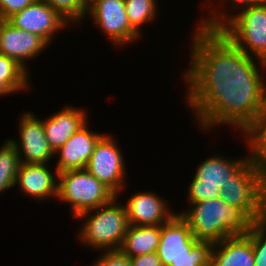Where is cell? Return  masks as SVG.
Listing matches in <instances>:
<instances>
[{"instance_id": "obj_1", "label": "cell", "mask_w": 266, "mask_h": 266, "mask_svg": "<svg viewBox=\"0 0 266 266\" xmlns=\"http://www.w3.org/2000/svg\"><path fill=\"white\" fill-rule=\"evenodd\" d=\"M194 28L191 63L183 72L185 104L199 129L229 124L242 135L260 116L266 63L247 55L218 29Z\"/></svg>"}, {"instance_id": "obj_2", "label": "cell", "mask_w": 266, "mask_h": 266, "mask_svg": "<svg viewBox=\"0 0 266 266\" xmlns=\"http://www.w3.org/2000/svg\"><path fill=\"white\" fill-rule=\"evenodd\" d=\"M178 212L188 223L198 241L213 244L236 235H247L255 222L240 208L228 205L219 197L189 204Z\"/></svg>"}, {"instance_id": "obj_3", "label": "cell", "mask_w": 266, "mask_h": 266, "mask_svg": "<svg viewBox=\"0 0 266 266\" xmlns=\"http://www.w3.org/2000/svg\"><path fill=\"white\" fill-rule=\"evenodd\" d=\"M118 199L115 196L109 203L75 217L78 221L84 218L77 234L82 245L100 252L121 248L129 224L125 205Z\"/></svg>"}, {"instance_id": "obj_4", "label": "cell", "mask_w": 266, "mask_h": 266, "mask_svg": "<svg viewBox=\"0 0 266 266\" xmlns=\"http://www.w3.org/2000/svg\"><path fill=\"white\" fill-rule=\"evenodd\" d=\"M213 243L198 241L188 223L176 213L161 225L156 253L163 266H211Z\"/></svg>"}, {"instance_id": "obj_5", "label": "cell", "mask_w": 266, "mask_h": 266, "mask_svg": "<svg viewBox=\"0 0 266 266\" xmlns=\"http://www.w3.org/2000/svg\"><path fill=\"white\" fill-rule=\"evenodd\" d=\"M228 13V20L218 29L247 55L266 63V3Z\"/></svg>"}, {"instance_id": "obj_6", "label": "cell", "mask_w": 266, "mask_h": 266, "mask_svg": "<svg viewBox=\"0 0 266 266\" xmlns=\"http://www.w3.org/2000/svg\"><path fill=\"white\" fill-rule=\"evenodd\" d=\"M220 197L228 205L242 209L255 223L266 220V193L258 163L251 158L228 179Z\"/></svg>"}, {"instance_id": "obj_7", "label": "cell", "mask_w": 266, "mask_h": 266, "mask_svg": "<svg viewBox=\"0 0 266 266\" xmlns=\"http://www.w3.org/2000/svg\"><path fill=\"white\" fill-rule=\"evenodd\" d=\"M116 195L86 169L59 173L57 199L69 203L72 217L109 203Z\"/></svg>"}, {"instance_id": "obj_8", "label": "cell", "mask_w": 266, "mask_h": 266, "mask_svg": "<svg viewBox=\"0 0 266 266\" xmlns=\"http://www.w3.org/2000/svg\"><path fill=\"white\" fill-rule=\"evenodd\" d=\"M249 159L248 154L241 159L214 154L200 162L187 189L189 204L219 198L228 179Z\"/></svg>"}, {"instance_id": "obj_9", "label": "cell", "mask_w": 266, "mask_h": 266, "mask_svg": "<svg viewBox=\"0 0 266 266\" xmlns=\"http://www.w3.org/2000/svg\"><path fill=\"white\" fill-rule=\"evenodd\" d=\"M112 134H104L89 158L86 170L108 187L116 196L126 186L125 158Z\"/></svg>"}, {"instance_id": "obj_10", "label": "cell", "mask_w": 266, "mask_h": 266, "mask_svg": "<svg viewBox=\"0 0 266 266\" xmlns=\"http://www.w3.org/2000/svg\"><path fill=\"white\" fill-rule=\"evenodd\" d=\"M87 16L115 46H129L141 37L130 24L124 0H95L87 7Z\"/></svg>"}, {"instance_id": "obj_11", "label": "cell", "mask_w": 266, "mask_h": 266, "mask_svg": "<svg viewBox=\"0 0 266 266\" xmlns=\"http://www.w3.org/2000/svg\"><path fill=\"white\" fill-rule=\"evenodd\" d=\"M18 120L20 140L9 141L16 147L21 163L48 164L55 155L46 138L43 119L25 111Z\"/></svg>"}, {"instance_id": "obj_12", "label": "cell", "mask_w": 266, "mask_h": 266, "mask_svg": "<svg viewBox=\"0 0 266 266\" xmlns=\"http://www.w3.org/2000/svg\"><path fill=\"white\" fill-rule=\"evenodd\" d=\"M7 21L18 29L40 36L48 45L52 43L57 32L72 26L43 0H35Z\"/></svg>"}, {"instance_id": "obj_13", "label": "cell", "mask_w": 266, "mask_h": 266, "mask_svg": "<svg viewBox=\"0 0 266 266\" xmlns=\"http://www.w3.org/2000/svg\"><path fill=\"white\" fill-rule=\"evenodd\" d=\"M48 46L40 36L0 20V54L14 59L28 73L31 70H28L27 61H34Z\"/></svg>"}, {"instance_id": "obj_14", "label": "cell", "mask_w": 266, "mask_h": 266, "mask_svg": "<svg viewBox=\"0 0 266 266\" xmlns=\"http://www.w3.org/2000/svg\"><path fill=\"white\" fill-rule=\"evenodd\" d=\"M130 226H156L169 221L177 212L154 191H138L124 203Z\"/></svg>"}, {"instance_id": "obj_15", "label": "cell", "mask_w": 266, "mask_h": 266, "mask_svg": "<svg viewBox=\"0 0 266 266\" xmlns=\"http://www.w3.org/2000/svg\"><path fill=\"white\" fill-rule=\"evenodd\" d=\"M48 165L21 163L16 175L15 186L18 185L23 195L30 196L39 202L49 198L56 199L59 172L55 169V173H53Z\"/></svg>"}, {"instance_id": "obj_16", "label": "cell", "mask_w": 266, "mask_h": 266, "mask_svg": "<svg viewBox=\"0 0 266 266\" xmlns=\"http://www.w3.org/2000/svg\"><path fill=\"white\" fill-rule=\"evenodd\" d=\"M87 125L88 122L54 152V155L59 156L54 168L59 173L86 168L97 142L104 135L91 131Z\"/></svg>"}, {"instance_id": "obj_17", "label": "cell", "mask_w": 266, "mask_h": 266, "mask_svg": "<svg viewBox=\"0 0 266 266\" xmlns=\"http://www.w3.org/2000/svg\"><path fill=\"white\" fill-rule=\"evenodd\" d=\"M86 113L83 108L66 105L59 112L43 119L46 138L53 152L88 122Z\"/></svg>"}, {"instance_id": "obj_18", "label": "cell", "mask_w": 266, "mask_h": 266, "mask_svg": "<svg viewBox=\"0 0 266 266\" xmlns=\"http://www.w3.org/2000/svg\"><path fill=\"white\" fill-rule=\"evenodd\" d=\"M211 266H255L252 241L246 235H236L215 243Z\"/></svg>"}, {"instance_id": "obj_19", "label": "cell", "mask_w": 266, "mask_h": 266, "mask_svg": "<svg viewBox=\"0 0 266 266\" xmlns=\"http://www.w3.org/2000/svg\"><path fill=\"white\" fill-rule=\"evenodd\" d=\"M161 225L128 226L120 250L129 258L156 252Z\"/></svg>"}, {"instance_id": "obj_20", "label": "cell", "mask_w": 266, "mask_h": 266, "mask_svg": "<svg viewBox=\"0 0 266 266\" xmlns=\"http://www.w3.org/2000/svg\"><path fill=\"white\" fill-rule=\"evenodd\" d=\"M0 147V195L2 192L15 187L17 172L21 165V160L16 147L5 139Z\"/></svg>"}, {"instance_id": "obj_21", "label": "cell", "mask_w": 266, "mask_h": 266, "mask_svg": "<svg viewBox=\"0 0 266 266\" xmlns=\"http://www.w3.org/2000/svg\"><path fill=\"white\" fill-rule=\"evenodd\" d=\"M125 10L129 18L131 26L142 35V27L144 24H150L159 15L156 0H124ZM158 8V9H157ZM152 21V22H151Z\"/></svg>"}, {"instance_id": "obj_22", "label": "cell", "mask_w": 266, "mask_h": 266, "mask_svg": "<svg viewBox=\"0 0 266 266\" xmlns=\"http://www.w3.org/2000/svg\"><path fill=\"white\" fill-rule=\"evenodd\" d=\"M214 1L216 4L218 3L215 8L213 7V5H215ZM225 2H227V5L231 4V11H232V9L237 10L236 7H238V9H242L245 7L261 5V4L266 3V0H211L210 4L212 5H210V7L208 5V9L210 8L209 10L210 15L208 12L206 13L207 16H205L204 18L202 17V19H199L197 27L204 28V29H219L228 20V14L226 13L225 10L220 11L221 13L218 11V10H221V8L218 9L220 6L222 7L223 4L226 5ZM219 4H222V5H219ZM211 8L212 9L214 8L216 10L214 9L211 10Z\"/></svg>"}, {"instance_id": "obj_23", "label": "cell", "mask_w": 266, "mask_h": 266, "mask_svg": "<svg viewBox=\"0 0 266 266\" xmlns=\"http://www.w3.org/2000/svg\"><path fill=\"white\" fill-rule=\"evenodd\" d=\"M250 158L259 163L266 156V115H260L243 134Z\"/></svg>"}, {"instance_id": "obj_24", "label": "cell", "mask_w": 266, "mask_h": 266, "mask_svg": "<svg viewBox=\"0 0 266 266\" xmlns=\"http://www.w3.org/2000/svg\"><path fill=\"white\" fill-rule=\"evenodd\" d=\"M57 11L72 27L83 24L86 19L87 7L82 0H43Z\"/></svg>"}, {"instance_id": "obj_25", "label": "cell", "mask_w": 266, "mask_h": 266, "mask_svg": "<svg viewBox=\"0 0 266 266\" xmlns=\"http://www.w3.org/2000/svg\"><path fill=\"white\" fill-rule=\"evenodd\" d=\"M246 236L252 241L255 266H266V220L255 223Z\"/></svg>"}, {"instance_id": "obj_26", "label": "cell", "mask_w": 266, "mask_h": 266, "mask_svg": "<svg viewBox=\"0 0 266 266\" xmlns=\"http://www.w3.org/2000/svg\"><path fill=\"white\" fill-rule=\"evenodd\" d=\"M29 75H0V96H9L31 88Z\"/></svg>"}, {"instance_id": "obj_27", "label": "cell", "mask_w": 266, "mask_h": 266, "mask_svg": "<svg viewBox=\"0 0 266 266\" xmlns=\"http://www.w3.org/2000/svg\"><path fill=\"white\" fill-rule=\"evenodd\" d=\"M89 266H132L130 258L119 250H103Z\"/></svg>"}, {"instance_id": "obj_28", "label": "cell", "mask_w": 266, "mask_h": 266, "mask_svg": "<svg viewBox=\"0 0 266 266\" xmlns=\"http://www.w3.org/2000/svg\"><path fill=\"white\" fill-rule=\"evenodd\" d=\"M35 0H0V20H7L13 14L20 12Z\"/></svg>"}, {"instance_id": "obj_29", "label": "cell", "mask_w": 266, "mask_h": 266, "mask_svg": "<svg viewBox=\"0 0 266 266\" xmlns=\"http://www.w3.org/2000/svg\"><path fill=\"white\" fill-rule=\"evenodd\" d=\"M0 75H29L14 59L0 54Z\"/></svg>"}, {"instance_id": "obj_30", "label": "cell", "mask_w": 266, "mask_h": 266, "mask_svg": "<svg viewBox=\"0 0 266 266\" xmlns=\"http://www.w3.org/2000/svg\"><path fill=\"white\" fill-rule=\"evenodd\" d=\"M130 262L132 266H163L156 252L131 257Z\"/></svg>"}, {"instance_id": "obj_31", "label": "cell", "mask_w": 266, "mask_h": 266, "mask_svg": "<svg viewBox=\"0 0 266 266\" xmlns=\"http://www.w3.org/2000/svg\"><path fill=\"white\" fill-rule=\"evenodd\" d=\"M260 170V180L263 190L266 193V156L258 163Z\"/></svg>"}, {"instance_id": "obj_32", "label": "cell", "mask_w": 266, "mask_h": 266, "mask_svg": "<svg viewBox=\"0 0 266 266\" xmlns=\"http://www.w3.org/2000/svg\"><path fill=\"white\" fill-rule=\"evenodd\" d=\"M266 76L264 74L263 85H262V105L260 115H266Z\"/></svg>"}, {"instance_id": "obj_33", "label": "cell", "mask_w": 266, "mask_h": 266, "mask_svg": "<svg viewBox=\"0 0 266 266\" xmlns=\"http://www.w3.org/2000/svg\"><path fill=\"white\" fill-rule=\"evenodd\" d=\"M83 4L88 7L89 5H91L95 0H82Z\"/></svg>"}]
</instances>
